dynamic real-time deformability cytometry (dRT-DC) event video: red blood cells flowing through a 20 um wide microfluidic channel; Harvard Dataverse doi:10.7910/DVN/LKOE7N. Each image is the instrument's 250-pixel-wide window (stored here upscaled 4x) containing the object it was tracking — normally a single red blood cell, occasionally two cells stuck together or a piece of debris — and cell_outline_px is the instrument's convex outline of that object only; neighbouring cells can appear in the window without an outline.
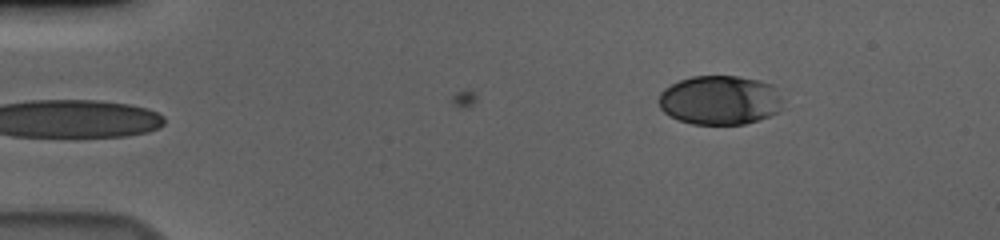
{"species": "human", "species_latin": "Homo sapiens", "temperature_condition": "cold", "stored_images_in_passage": 5, "camera_frame_rate_fps": 3000, "um_per_image_px": 0.085, "donor": {"sex": "male"}, "frame": {"image": 1, "passage_image": 1, "time_ms": 0.0, "image_size_px": [1000, 240], "cell_outline_px": [[788, 108], [768, 116], [744, 124], [692, 124], [680, 120], [664, 112], [660, 108], [656, 100], [660, 92], [664, 88], [680, 80], [692, 76], [736, 76], [756, 80], [772, 84], [784, 100]], "centroid_in_image_um": [61.22, 8.51], "position_along_channel_um": 23.8, "area_um2": 36.01}}